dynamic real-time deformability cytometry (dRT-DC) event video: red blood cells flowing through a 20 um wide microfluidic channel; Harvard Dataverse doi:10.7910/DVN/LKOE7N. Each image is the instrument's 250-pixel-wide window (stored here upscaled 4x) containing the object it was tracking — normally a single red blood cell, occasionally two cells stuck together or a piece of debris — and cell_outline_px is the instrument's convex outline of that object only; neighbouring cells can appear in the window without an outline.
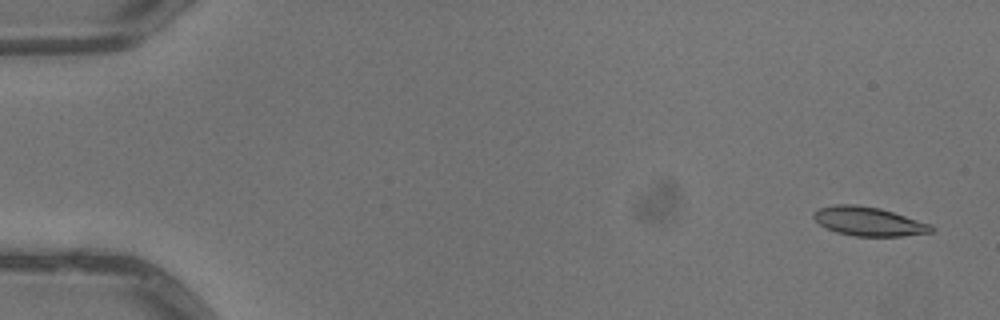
{"species": "common noctule bat (a hibernating species)", "species_latin": "Nyctalus noctula", "temperature_condition": "warm", "stored_images_in_passage": 5, "camera_frame_rate_fps": 3000, "um_per_image_px": 0.085, "animal": {"sex": "male", "body_mass_g": 13.3}, "frame": {"image": 1, "passage_image": 1, "time_ms": 0.0, "image_size_px": [1000, 320], "cell_outline_px": [[936, 228], [932, 232], [904, 236], [856, 236], [836, 232], [820, 224], [812, 216], [812, 212], [820, 208], [836, 204], [856, 204], [880, 208], [932, 224]], "centroid_in_image_um": [73.86, 18.81], "position_along_channel_um": 11.1, "area_um2": 19.88}}
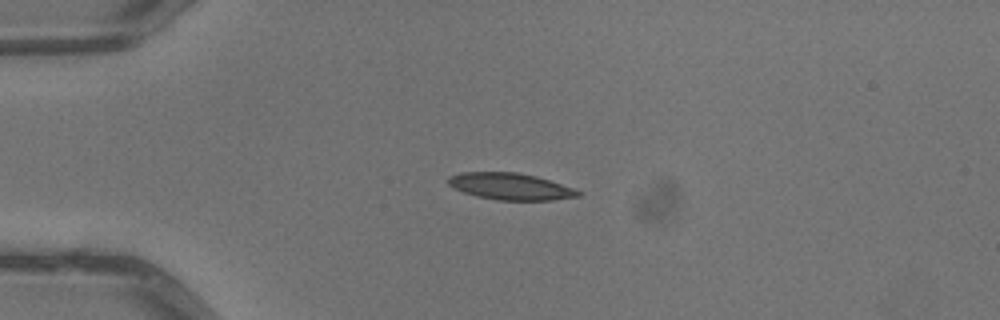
{"frame": {"image": 2, "passage_image": 4, "time_ms": 1.0, "image_size_px": [1000, 320], "cell_outline_px": [[580, 196], [552, 200], [500, 200], [476, 196], [452, 188], [448, 184], [448, 176], [460, 172], [516, 172], [536, 176], [572, 188], [580, 192]], "centroid_in_image_um": [43.32, 15.84], "position_along_channel_um": 41.7, "area_um2": 20.06}}